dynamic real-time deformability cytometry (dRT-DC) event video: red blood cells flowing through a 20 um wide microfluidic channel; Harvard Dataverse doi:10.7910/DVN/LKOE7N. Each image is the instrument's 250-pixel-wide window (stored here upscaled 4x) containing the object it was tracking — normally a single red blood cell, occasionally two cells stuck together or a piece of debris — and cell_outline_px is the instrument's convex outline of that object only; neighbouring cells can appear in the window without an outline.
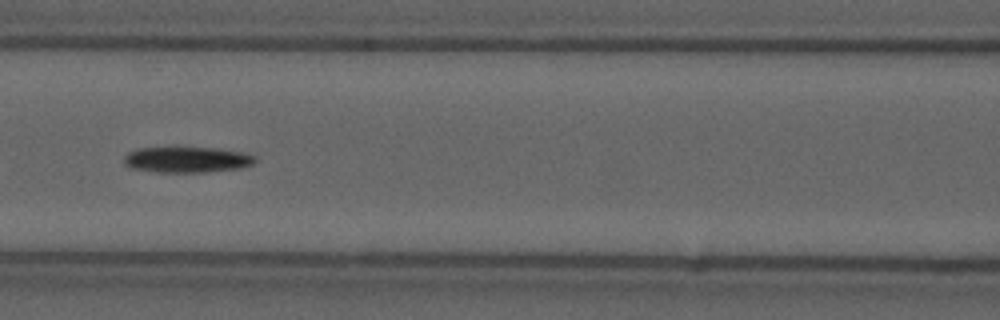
{"species": "common noctule bat (a hibernating species)", "species_latin": "Nyctalus noctula", "temperature_condition": "cold", "stored_images_in_passage": 45, "camera_frame_rate_fps": 3000, "um_per_image_px": 0.085, "animal": {"sex": "male", "forearm_length_mm": 52.5}, "frame": {"image": 1, "passage_image": 13, "time_ms": 4.0, "image_size_px": [1000, 320], "cell_outline_px": [[256, 160], [252, 164], [240, 168], [204, 172], [156, 172], [132, 168], [124, 164], [124, 156], [128, 152], [140, 148], [220, 148], [244, 152], [256, 156]], "centroid_in_image_um": [15.91, 13.57], "position_along_channel_um": 150.7, "area_um2": 19.65}}
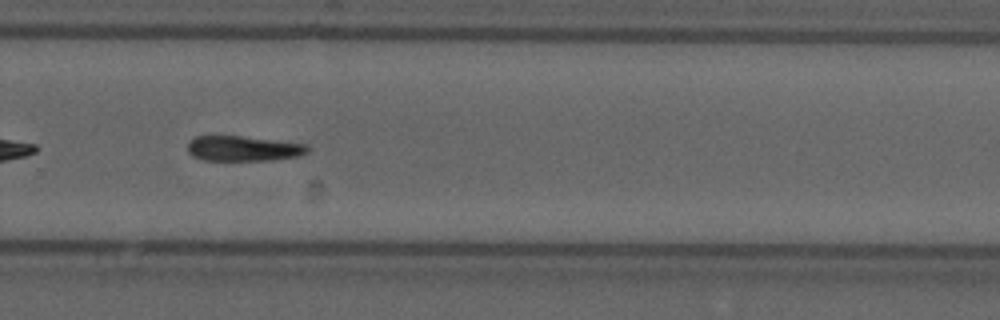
{"frame": {"image": 2, "passage_image": 26, "time_ms": 8.333, "image_size_px": [1000, 320], "cell_outline_px": [[308, 152], [300, 156], [272, 160], [204, 160], [192, 156], [188, 152], [188, 140], [196, 136], [240, 136], [308, 144]], "centroid_in_image_um": [20.67, 12.62], "position_along_channel_um": 309.1, "area_um2": 17.63}, "authors_computed_cell_mechanics": {"area_um2": 19.5942, "velocity_mm_per_s": 3.6662, "shape_relaxation_time_tau1_ms": 4.2255, "shape_relaxation_time_tau2_ms": null, "deformation_change_tau1": 0.0917, "deformation_change_tau2": null}}